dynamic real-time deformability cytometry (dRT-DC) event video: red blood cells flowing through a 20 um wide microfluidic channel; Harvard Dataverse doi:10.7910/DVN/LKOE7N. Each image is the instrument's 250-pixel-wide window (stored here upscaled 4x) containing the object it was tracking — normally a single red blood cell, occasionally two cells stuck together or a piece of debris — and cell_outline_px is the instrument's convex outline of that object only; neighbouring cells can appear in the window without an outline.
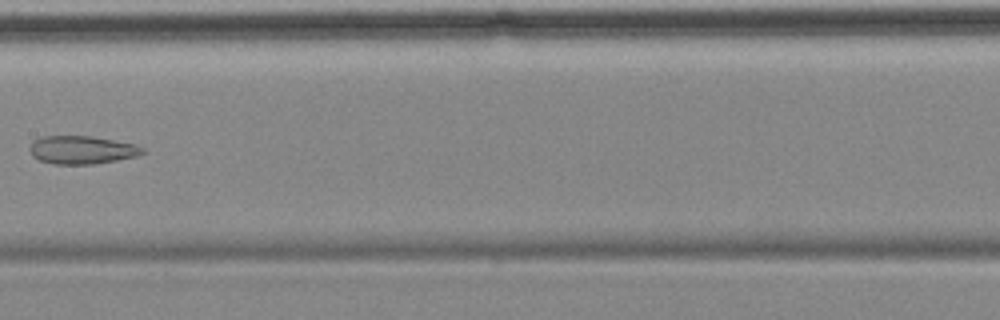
{"species": "common noctule bat (a hibernating species)", "species_latin": "Nyctalus noctula", "temperature_condition": "cold", "stored_images_in_passage": 8, "camera_frame_rate_fps": 3000, "um_per_image_px": 0.085, "animal": {"sex": "female", "body_mass_g": 18.4}, "frame": {"image": 1, "passage_image": 8, "time_ms": 8.333, "image_size_px": [1000, 320], "cell_outline_px": [[148, 152], [136, 156], [116, 160], [92, 164], [52, 164], [40, 160], [32, 156], [28, 148], [32, 140], [40, 136], [92, 136], [136, 144], [144, 148]], "centroid_in_image_um": [6.94, 12.73], "position_along_channel_um": 200.5, "area_um2": 18.73}}